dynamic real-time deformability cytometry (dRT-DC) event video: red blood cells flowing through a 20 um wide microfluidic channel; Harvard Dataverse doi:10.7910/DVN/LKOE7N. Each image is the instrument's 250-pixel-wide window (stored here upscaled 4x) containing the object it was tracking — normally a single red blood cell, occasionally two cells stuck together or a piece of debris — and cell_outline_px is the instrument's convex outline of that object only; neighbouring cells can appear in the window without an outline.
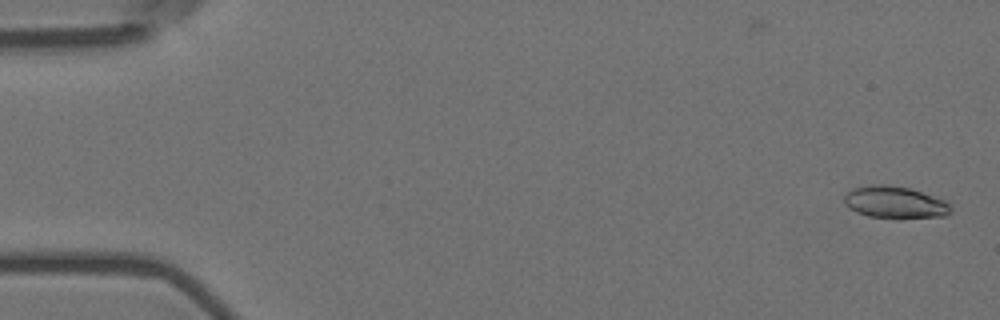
{"species": "Egyptian fruit bat (a non-hibernating species)", "species_latin": "Rousettus aegyptiacus", "temperature_condition": "room temperature", "stored_images_in_passage": 55, "camera_frame_rate_fps": 3000, "um_per_image_px": 0.085, "animal": {"sex": "female"}, "frame": {"image": 1, "passage_image": 1, "time_ms": 0.0, "image_size_px": [1000, 320], "cell_outline_px": [[952, 212], [948, 216], [868, 216], [856, 212], [848, 208], [844, 204], [844, 196], [852, 188], [872, 184], [888, 184], [908, 188], [944, 200], [952, 208]], "centroid_in_image_um": [76.01, 17.16], "position_along_channel_um": 9.0, "area_um2": 19.31}}
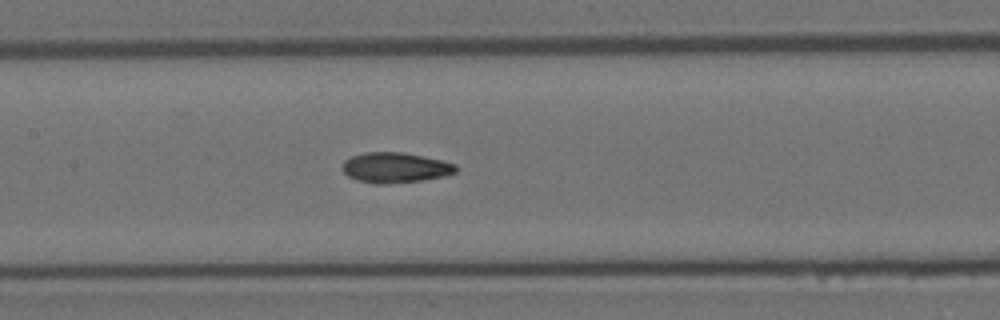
{"frame": {"image": 2, "passage_image": 26, "time_ms": 8.333, "image_size_px": [1000, 320], "cell_outline_px": [[460, 168], [456, 172], [444, 176], [420, 180], [388, 184], [376, 184], [356, 180], [348, 176], [340, 168], [344, 160], [352, 156], [364, 152], [404, 152], [440, 160], [456, 164]], "centroid_in_image_um": [33.57, 14.25], "position_along_channel_um": 173.8, "area_um2": 20.17}}
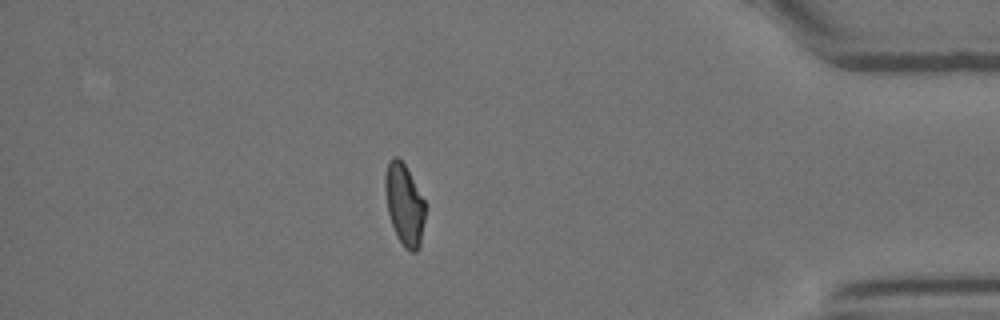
{"frame": {"image": 3, "passage_image": 48, "time_ms": 15.667, "image_size_px": [1000, 320], "cell_outline_px": [[428, 208], [420, 244], [416, 252], [412, 252], [404, 248], [396, 236], [388, 212], [384, 188], [384, 176], [388, 164], [392, 156], [396, 156], [404, 164], [424, 200]], "centroid_in_image_um": [34.39, 17.42], "position_along_channel_um": 400.8, "area_um2": 19.19}, "authors_computed_cell_mechanics": {"area_um2": 19.652, "velocity_mm_per_s": 3.6396, "shape_relaxation_time_tau1_ms": null, "shape_relaxation_time_tau2_ms": 2.2103, "deformation_change_tau1": null, "deformation_change_tau2": 0.0648}}